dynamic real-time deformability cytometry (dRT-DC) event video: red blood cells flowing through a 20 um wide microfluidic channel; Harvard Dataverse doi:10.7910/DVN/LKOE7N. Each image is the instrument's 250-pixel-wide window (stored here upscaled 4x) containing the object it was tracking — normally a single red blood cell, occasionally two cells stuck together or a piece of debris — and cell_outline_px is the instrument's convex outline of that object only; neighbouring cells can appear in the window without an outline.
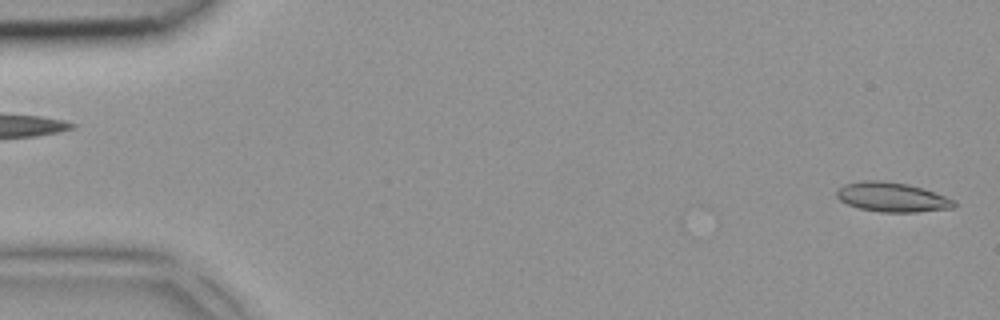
{"species": "common noctule bat (a hibernating species)", "species_latin": "Nyctalus noctula", "temperature_condition": "room temperature", "stored_images_in_passage": 4, "camera_frame_rate_fps": 3000, "um_per_image_px": 0.085, "animal": {"sex": "female", "body_mass_g": 18.4}, "frame": {"image": 1, "passage_image": 4, "time_ms": 1.0, "image_size_px": [1000, 320], "cell_outline_px": [[956, 204], [952, 208], [916, 212], [880, 212], [860, 208], [848, 204], [840, 200], [836, 196], [836, 192], [844, 184], [860, 180], [884, 180], [908, 184], [924, 188], [956, 200]], "centroid_in_image_um": [75.84, 16.74], "position_along_channel_um": 9.2, "area_um2": 20.29}}